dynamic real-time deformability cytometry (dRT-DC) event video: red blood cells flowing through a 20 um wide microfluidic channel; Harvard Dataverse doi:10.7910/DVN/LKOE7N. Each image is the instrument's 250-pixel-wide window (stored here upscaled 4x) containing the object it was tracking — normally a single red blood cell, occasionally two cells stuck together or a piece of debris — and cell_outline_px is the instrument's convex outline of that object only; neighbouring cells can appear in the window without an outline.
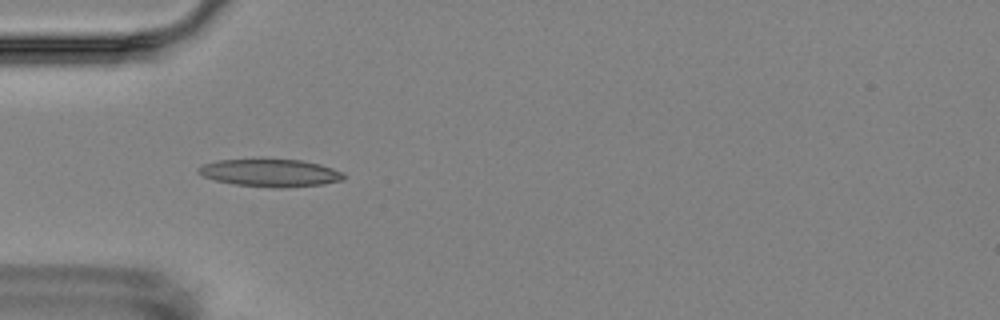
{"species": "Egyptian fruit bat (a non-hibernating species)", "species_latin": "Rousettus aegyptiacus", "temperature_condition": "room temperature", "stored_images_in_passage": 5, "camera_frame_rate_fps": 3000, "um_per_image_px": 0.085, "animal": {"sex": "female"}, "frame": {"image": 1, "passage_image": 4, "time_ms": 4.667, "image_size_px": [1000, 320], "cell_outline_px": [[344, 180], [324, 184], [280, 188], [272, 188], [236, 184], [216, 180], [204, 176], [196, 172], [196, 168], [204, 164], [216, 160], [300, 160], [320, 164], [344, 172]], "centroid_in_image_um": [22.99, 14.7], "position_along_channel_um": 62.0, "area_um2": 23.18}}
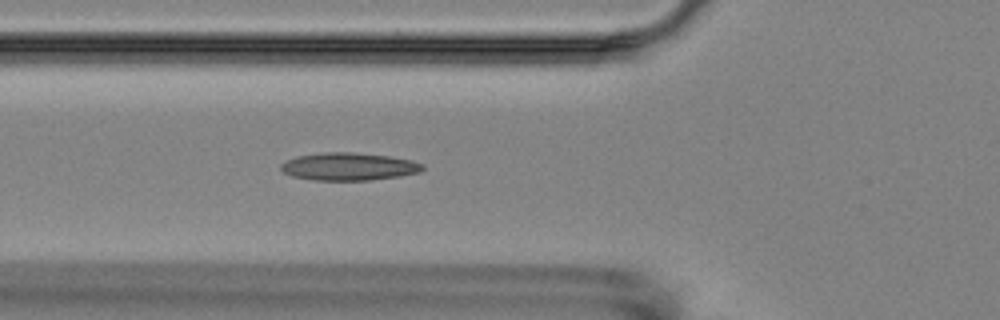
{"frame": {"image": 2, "passage_image": 5, "time_ms": 5.667, "image_size_px": [1000, 320], "cell_outline_px": [[424, 168], [420, 172], [400, 176], [368, 180], [312, 180], [292, 176], [284, 172], [280, 168], [280, 164], [296, 156], [324, 152], [352, 152], [388, 156], [412, 160], [424, 164]], "centroid_in_image_um": [29.65, 14.15], "position_along_channel_um": 96.2, "area_um2": 22.83}}